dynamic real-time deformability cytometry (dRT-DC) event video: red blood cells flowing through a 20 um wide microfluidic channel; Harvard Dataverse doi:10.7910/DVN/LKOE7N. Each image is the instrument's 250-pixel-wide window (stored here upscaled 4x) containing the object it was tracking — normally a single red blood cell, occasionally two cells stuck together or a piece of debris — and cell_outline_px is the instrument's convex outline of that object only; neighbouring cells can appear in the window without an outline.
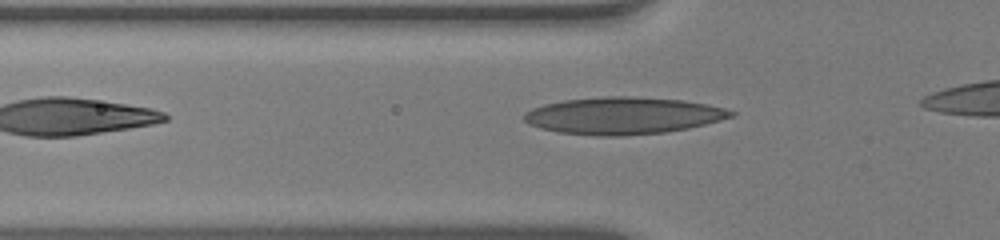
{"species": "human", "species_latin": "Homo sapiens", "temperature_condition": "warm", "stored_images_in_passage": 30, "camera_frame_rate_fps": 3000, "um_per_image_px": 0.085, "donor": {"sex": "male"}, "frame": {"image": 1, "passage_image": 2, "time_ms": 0.333, "image_size_px": [1000, 240], "cell_outline_px": [[736, 112], [732, 116], [720, 120], [688, 128], [664, 132], [620, 136], [596, 136], [560, 132], [540, 128], [528, 124], [524, 120], [524, 112], [532, 108], [544, 104], [564, 100], [604, 96], [628, 96], [680, 100], [708, 104], [724, 108]], "centroid_in_image_um": [52.92, 9.83], "position_along_channel_um": 72.9, "area_um2": 44.51}}
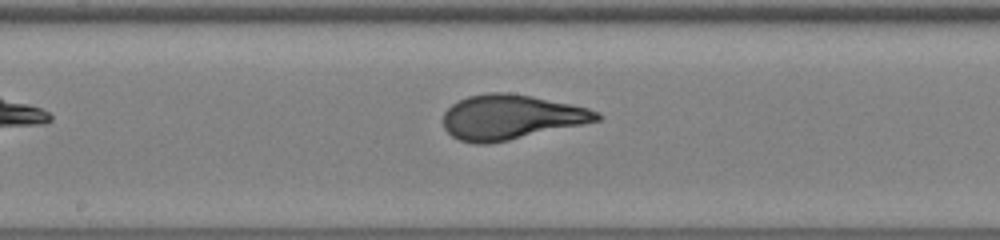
{"frame": {"image": 2, "passage_image": 12, "time_ms": 3.667, "image_size_px": [1000, 240], "cell_outline_px": [[604, 116], [600, 120], [584, 124], [508, 140], [488, 144], [476, 144], [460, 140], [452, 136], [444, 128], [444, 112], [452, 104], [468, 96], [488, 92], [508, 92], [532, 96], [572, 104], [588, 108], [600, 112]], "centroid_in_image_um": [43.45, 9.95], "position_along_channel_um": 204.7, "area_um2": 40.06}}
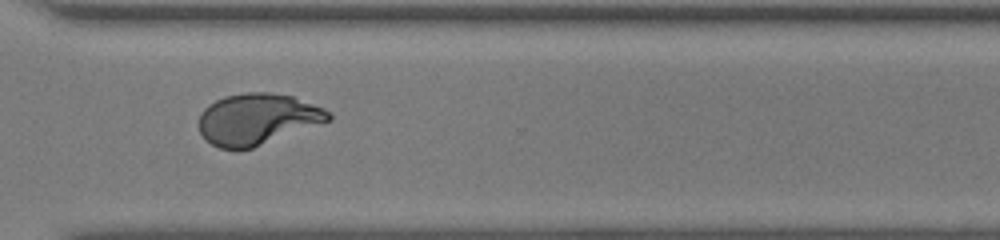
{"frame": {"image": 3, "passage_image": 23, "time_ms": 7.333, "image_size_px": [1000, 240], "cell_outline_px": [[332, 120], [252, 148], [236, 152], [220, 148], [204, 140], [200, 132], [200, 112], [208, 104], [224, 96], [244, 92], [272, 92], [292, 96], [324, 108], [332, 112]], "centroid_in_image_um": [21.87, 10.14], "position_along_channel_um": 348.7, "area_um2": 39.19}, "authors_computed_cell_mechanics": {"area_um2": 39.4485, "velocity_mm_per_s": 3.9294, "shape_relaxation_time_tau1_ms": 6.2583, "shape_relaxation_time_tau2_ms": null, "deformation_change_tau1": 0.3123, "deformation_change_tau2": null}}